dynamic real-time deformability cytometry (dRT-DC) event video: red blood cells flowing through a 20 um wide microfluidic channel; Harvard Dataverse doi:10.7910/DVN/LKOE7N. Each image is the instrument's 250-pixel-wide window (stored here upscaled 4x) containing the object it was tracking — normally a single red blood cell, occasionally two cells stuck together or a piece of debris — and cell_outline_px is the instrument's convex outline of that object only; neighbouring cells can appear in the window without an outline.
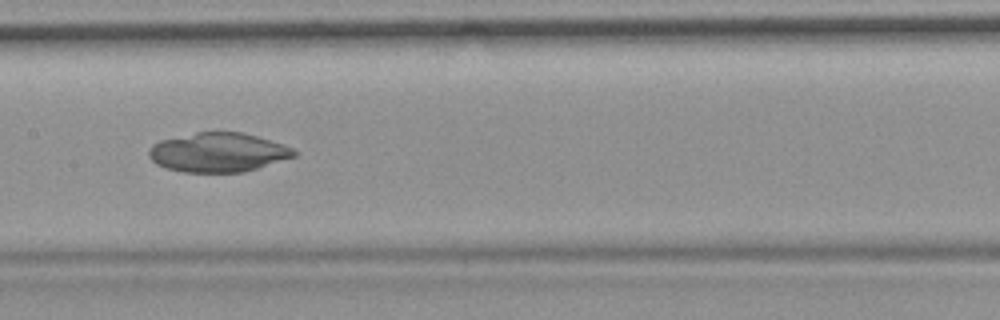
{"species": "common noctule bat (a hibernating species)", "species_latin": "Nyctalus noctula", "temperature_condition": "room temperature", "stored_images_in_passage": 39, "camera_frame_rate_fps": 3000, "um_per_image_px": 0.085, "animal": {"sex": "female", "body_mass_g": 19.9}, "frame": {"image": 1, "passage_image": 12, "time_ms": 3.667, "image_size_px": [1000, 320], "cell_outline_px": [[296, 156], [244, 172], [184, 172], [164, 168], [156, 164], [148, 156], [148, 148], [152, 144], [160, 140], [196, 132], [240, 132], [256, 136], [292, 148], [296, 152]], "centroid_in_image_um": [18.47, 12.96], "position_along_channel_um": 188.9, "area_um2": 33.06}}